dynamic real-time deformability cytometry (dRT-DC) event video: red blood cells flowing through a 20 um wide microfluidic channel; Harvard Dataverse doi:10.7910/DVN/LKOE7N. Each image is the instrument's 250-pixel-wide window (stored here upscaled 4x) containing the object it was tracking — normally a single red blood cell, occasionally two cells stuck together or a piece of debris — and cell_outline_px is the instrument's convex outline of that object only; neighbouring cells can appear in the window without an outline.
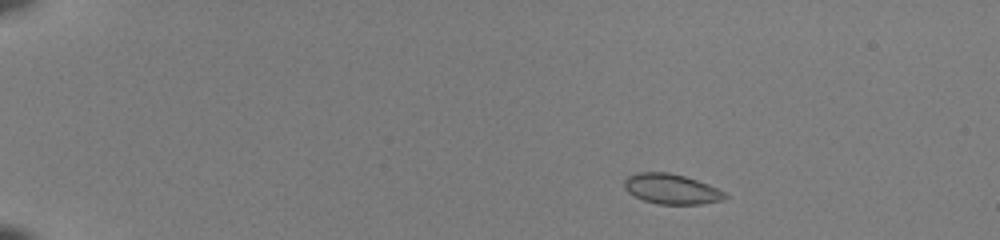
{"species": "common noctule bat (a hibernating species)", "species_latin": "Nyctalus noctula", "temperature_condition": "room temperature", "stored_images_in_passage": 49, "camera_frame_rate_fps": 3000, "um_per_image_px": 0.085, "animal": {"sex": "female", "body_mass_g": 22.0, "forearm_length_mm": 56.7}, "frame": {"image": 1, "passage_image": 6, "time_ms": 1.667, "image_size_px": [1000, 240], "cell_outline_px": [[728, 196], [724, 200], [700, 204], [656, 204], [644, 200], [628, 192], [624, 188], [624, 180], [628, 176], [636, 172], [668, 172], [684, 176], [708, 184], [724, 192]], "centroid_in_image_um": [57.06, 16.06], "position_along_channel_um": 27.9, "area_um2": 17.63}}
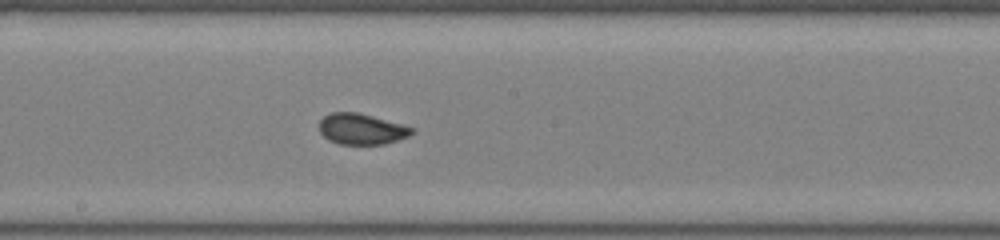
{"frame": {"image": 2, "passage_image": 28, "time_ms": 9.0, "image_size_px": [1000, 240], "cell_outline_px": [[416, 132], [408, 136], [384, 144], [340, 144], [328, 140], [320, 132], [320, 120], [324, 116], [332, 112], [356, 112], [372, 116], [416, 128]], "centroid_in_image_um": [30.74, 10.97], "position_along_channel_um": 217.5, "area_um2": 16.59}}
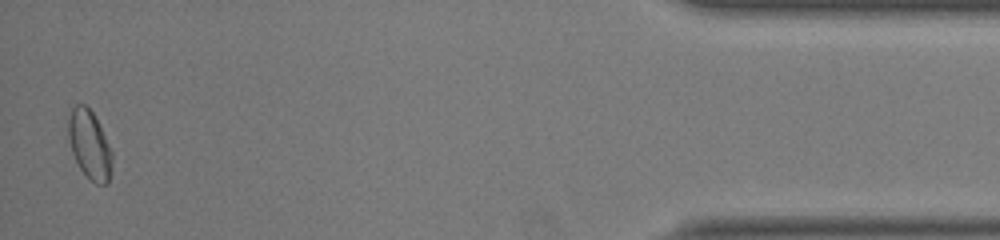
{"frame": {"image": 3, "passage_image": 48, "time_ms": 15.667, "image_size_px": [1000, 240], "cell_outline_px": [[112, 164], [108, 184], [96, 184], [80, 168], [72, 152], [68, 136], [68, 116], [72, 108], [76, 104], [84, 104], [92, 112], [112, 152]], "centroid_in_image_um": [7.6, 12.3], "position_along_channel_um": 427.6, "area_um2": 17.11}}